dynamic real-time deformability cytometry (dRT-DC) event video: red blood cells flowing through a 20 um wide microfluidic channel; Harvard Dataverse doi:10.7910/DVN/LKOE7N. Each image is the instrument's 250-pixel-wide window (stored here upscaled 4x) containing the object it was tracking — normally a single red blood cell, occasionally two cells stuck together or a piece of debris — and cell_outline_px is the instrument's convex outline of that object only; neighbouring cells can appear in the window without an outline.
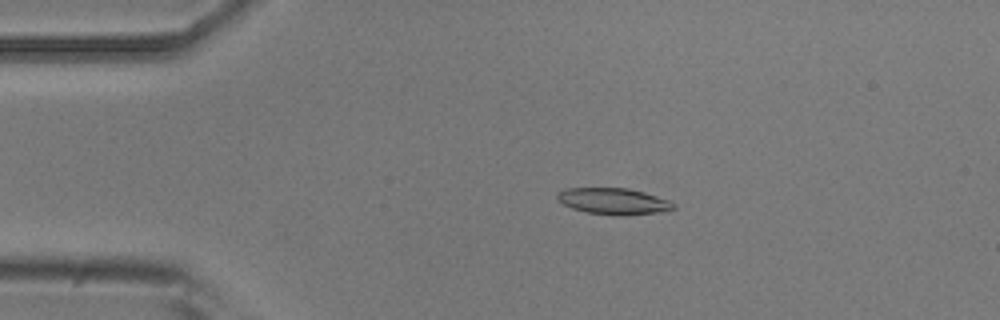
{"species": "common noctule bat (a hibernating species)", "species_latin": "Nyctalus noctula", "temperature_condition": "room temperature", "stored_images_in_passage": 25, "camera_frame_rate_fps": 3000, "um_per_image_px": 0.085, "animal": {"sex": "male", "body_mass_g": 20.5, "forearm_length_mm": 52.5}, "frame": {"image": 1, "passage_image": 10, "time_ms": 3.0, "image_size_px": [1000, 320], "cell_outline_px": [[676, 208], [668, 212], [624, 216], [616, 216], [588, 212], [572, 208], [564, 204], [556, 196], [556, 192], [564, 188], [628, 188], [644, 192], [668, 200], [676, 204]], "centroid_in_image_um": [52.21, 17.12], "position_along_channel_um": 32.8, "area_um2": 18.15}}
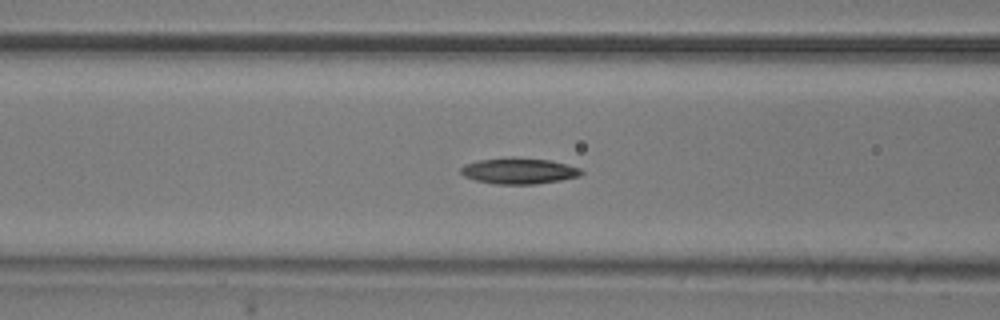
{"frame": {"image": 2, "passage_image": 20, "time_ms": 6.333, "image_size_px": [1000, 320], "cell_outline_px": [[584, 172], [580, 176], [560, 180], [536, 184], [496, 184], [476, 180], [464, 176], [460, 172], [460, 168], [464, 164], [476, 160], [512, 156], [548, 160], [568, 164], [580, 168]], "centroid_in_image_um": [44.09, 14.51], "position_along_channel_um": 122.5, "area_um2": 18.5}}
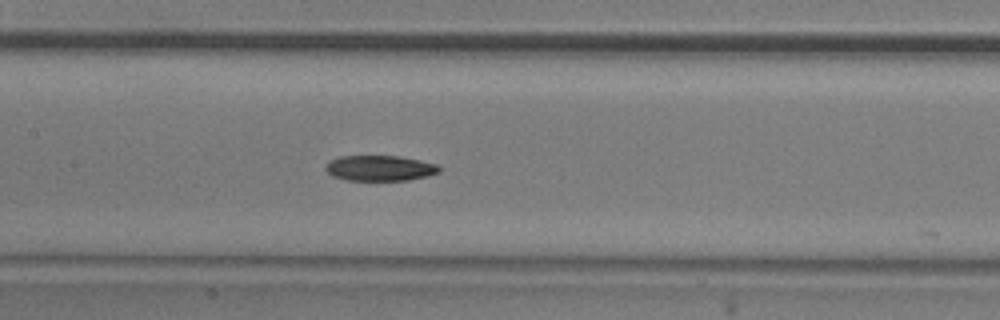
{"frame": {"image": 3, "passage_image": 24, "time_ms": 7.667, "image_size_px": [1000, 320], "cell_outline_px": [[440, 172], [428, 176], [408, 180], [348, 180], [332, 176], [324, 168], [324, 164], [328, 160], [340, 156], [396, 156], [420, 160], [436, 164], [440, 168]], "centroid_in_image_um": [32.25, 14.29], "position_along_channel_um": 175.2, "area_um2": 16.94}}